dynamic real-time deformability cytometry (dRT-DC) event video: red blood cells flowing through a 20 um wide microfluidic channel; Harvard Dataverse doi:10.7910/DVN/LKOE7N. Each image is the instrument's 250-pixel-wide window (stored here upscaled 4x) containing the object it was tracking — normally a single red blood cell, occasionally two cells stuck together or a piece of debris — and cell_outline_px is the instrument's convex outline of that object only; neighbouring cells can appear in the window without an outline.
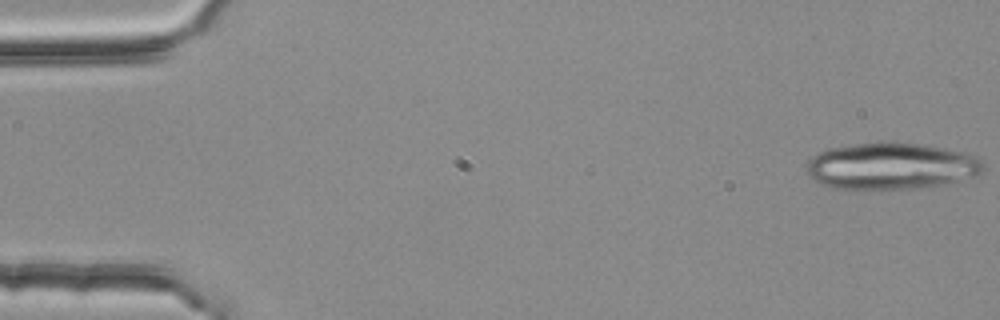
{"species": "common noctule bat (a hibernating species)", "species_latin": "Nyctalus noctula", "temperature_condition": "room temperature", "stored_images_in_passage": 5, "camera_frame_rate_fps": 3000, "um_per_image_px": 0.085, "animal": {"sex": "female", "body_mass_g": 25.1}, "frame": {"image": 1, "passage_image": 1, "time_ms": 0.0, "image_size_px": [1000, 320], "cell_outline_px": [[984, 168], [976, 176], [940, 184], [920, 188], [832, 188], [808, 176], [808, 160], [812, 156], [820, 152], [832, 148], [880, 140], [888, 140], [924, 144], [948, 148], [964, 152], [976, 156], [984, 164]], "centroid_in_image_um": [75.78, 14.08], "position_along_channel_um": 9.2, "area_um2": 48.03}}